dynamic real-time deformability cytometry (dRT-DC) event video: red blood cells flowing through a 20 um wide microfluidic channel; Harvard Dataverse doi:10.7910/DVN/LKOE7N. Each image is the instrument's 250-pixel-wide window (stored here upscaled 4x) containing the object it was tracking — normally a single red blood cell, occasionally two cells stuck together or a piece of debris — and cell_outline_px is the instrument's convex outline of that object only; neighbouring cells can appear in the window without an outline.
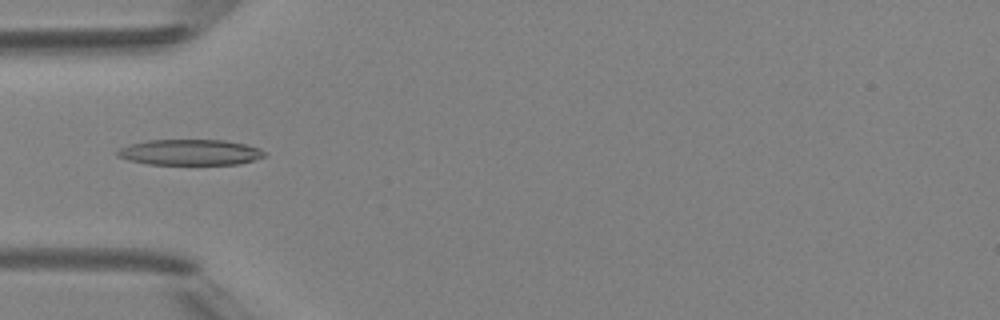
{"species": "Egyptian fruit bat (a non-hibernating species)", "species_latin": "Rousettus aegyptiacus", "temperature_condition": "room temperature", "stored_images_in_passage": 47, "camera_frame_rate_fps": 3000, "um_per_image_px": 0.085, "animal": {"sex": "female"}, "frame": {"image": 1, "passage_image": 14, "time_ms": 4.333, "image_size_px": [1000, 320], "cell_outline_px": [[268, 152], [264, 156], [252, 160], [236, 164], [148, 164], [128, 160], [116, 156], [116, 152], [120, 148], [128, 144], [148, 140], [224, 140], [244, 144], [260, 148]], "centroid_in_image_um": [16.12, 12.94], "position_along_channel_um": 68.9, "area_um2": 22.02}}
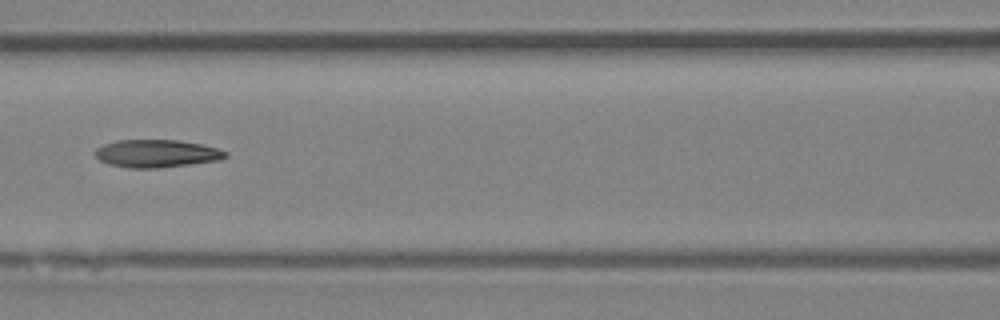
{"frame": {"image": 2, "passage_image": 20, "time_ms": 6.333, "image_size_px": [1000, 320], "cell_outline_px": [[228, 156], [220, 160], [160, 168], [128, 168], [108, 164], [100, 160], [96, 156], [96, 148], [104, 144], [116, 140], [180, 140], [200, 144], [216, 148], [228, 152]], "centroid_in_image_um": [13.32, 13.05], "position_along_channel_um": 153.3, "area_um2": 21.1}}
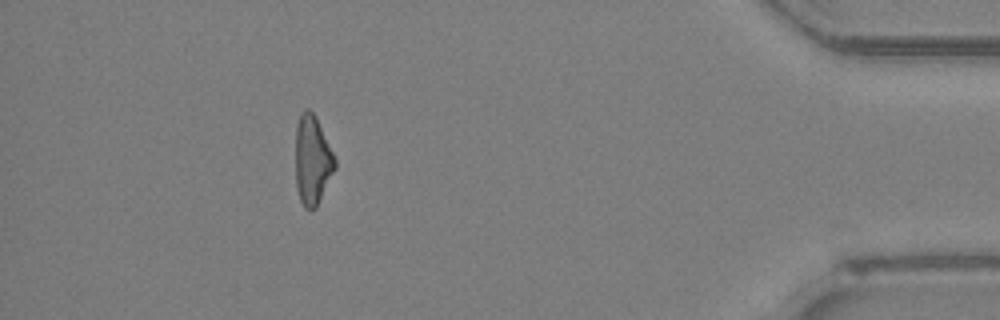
{"frame": {"image": 3, "passage_image": 42, "time_ms": 13.667, "image_size_px": [1000, 320], "cell_outline_px": [[336, 168], [316, 208], [312, 212], [304, 208], [300, 200], [296, 188], [296, 128], [300, 112], [304, 108], [308, 108], [316, 116], [336, 160]], "centroid_in_image_um": [26.55, 13.63], "position_along_channel_um": 408.7, "area_um2": 20.69}, "authors_computed_cell_mechanics": {"area_um2": 20.8658, "velocity_mm_per_s": 4.2339, "shape_relaxation_time_tau1_ms": 6.5306, "shape_relaxation_time_tau2_ms": 6.3435, "deformation_change_tau1": 0.1935, "deformation_change_tau2": 0.1994}}